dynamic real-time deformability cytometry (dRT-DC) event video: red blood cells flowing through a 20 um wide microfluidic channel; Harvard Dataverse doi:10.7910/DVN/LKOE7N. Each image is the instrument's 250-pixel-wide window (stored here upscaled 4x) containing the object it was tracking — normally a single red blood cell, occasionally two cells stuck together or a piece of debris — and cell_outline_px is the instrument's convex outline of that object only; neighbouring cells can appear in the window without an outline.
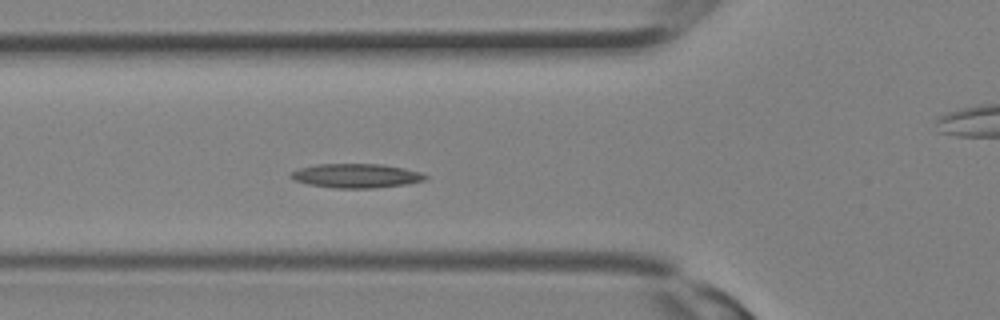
{"species": "Egyptian fruit bat (a non-hibernating species)", "species_latin": "Rousettus aegyptiacus", "temperature_condition": "room temperature", "stored_images_in_passage": 27, "camera_frame_rate_fps": 3000, "um_per_image_px": 0.085, "animal": {"sex": "female"}, "frame": {"image": 1, "passage_image": 6, "time_ms": 1.667, "image_size_px": [1000, 320], "cell_outline_px": [[428, 176], [424, 180], [408, 184], [372, 188], [336, 188], [308, 184], [296, 180], [288, 176], [288, 172], [300, 168], [316, 164], [380, 164], [404, 168], [424, 172]], "centroid_in_image_um": [30.28, 14.93], "position_along_channel_um": 95.5, "area_um2": 19.02}}
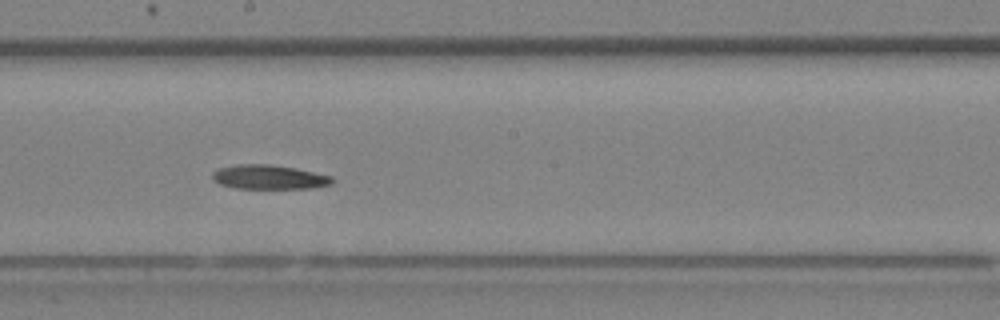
{"frame": {"image": 2, "passage_image": 12, "time_ms": 3.667, "image_size_px": [1000, 320], "cell_outline_px": [[336, 180], [332, 184], [312, 188], [236, 188], [220, 184], [212, 180], [212, 172], [220, 168], [236, 164], [268, 164], [296, 168], [332, 176]], "centroid_in_image_um": [22.88, 15.05], "position_along_channel_um": 225.3, "area_um2": 16.99}}
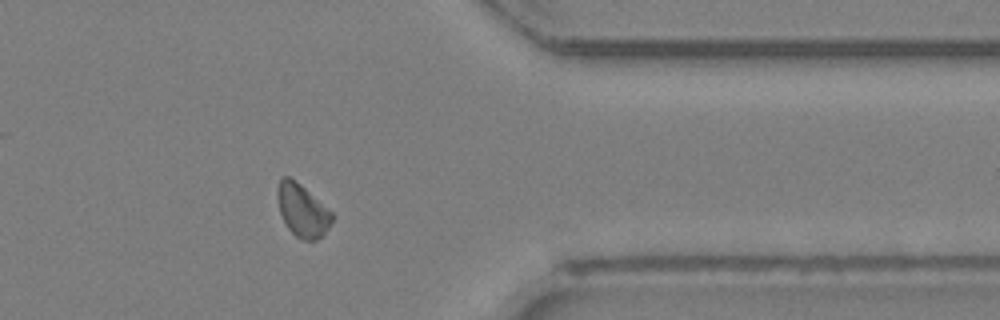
{"frame": {"image": 3, "passage_image": 20, "time_ms": 6.333, "image_size_px": [1000, 320], "cell_outline_px": [[332, 220], [328, 228], [316, 240], [304, 240], [296, 236], [288, 228], [280, 212], [276, 196], [276, 192], [280, 180], [284, 176], [288, 176], [300, 184], [332, 212]], "centroid_in_image_um": [25.68, 17.88], "position_along_channel_um": 385.7, "area_um2": 16.36}}